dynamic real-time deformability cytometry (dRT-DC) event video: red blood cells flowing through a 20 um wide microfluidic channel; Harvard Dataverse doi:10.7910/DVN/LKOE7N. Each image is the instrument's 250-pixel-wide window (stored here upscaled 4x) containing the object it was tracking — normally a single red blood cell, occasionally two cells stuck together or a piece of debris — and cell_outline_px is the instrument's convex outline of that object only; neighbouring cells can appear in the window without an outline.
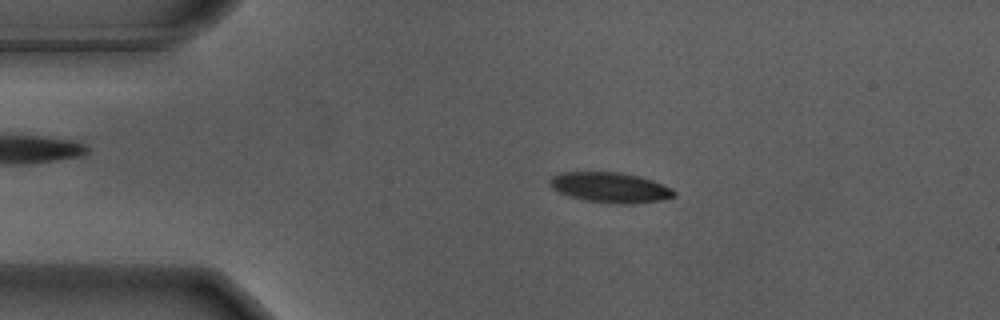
{"species": "Egyptian fruit bat (a non-hibernating species)", "species_latin": "Rousettus aegyptiacus", "temperature_condition": "warm", "stored_images_in_passage": 49, "camera_frame_rate_fps": 3000, "um_per_image_px": 0.085, "animal": {"sex": "male"}, "frame": {"image": 1, "passage_image": 5, "time_ms": 1.333, "image_size_px": [1000, 320], "cell_outline_px": [[676, 196], [664, 200], [632, 204], [616, 204], [588, 200], [568, 196], [552, 188], [548, 184], [548, 180], [552, 176], [560, 172], [620, 172], [640, 176], [652, 180], [672, 188], [676, 192]], "centroid_in_image_um": [51.88, 15.93], "position_along_channel_um": 33.1, "area_um2": 22.08}}
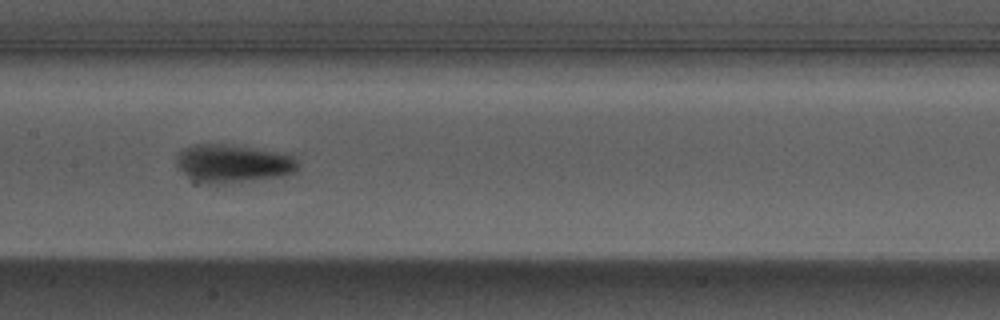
{"frame": {"image": 2, "passage_image": 21, "time_ms": 6.667, "image_size_px": [1000, 320], "cell_outline_px": [[300, 164], [296, 172], [284, 176], [252, 180], [216, 184], [208, 184], [188, 176], [176, 164], [176, 156], [184, 148], [196, 144], [212, 144], [292, 152]], "centroid_in_image_um": [19.92, 13.89], "position_along_channel_um": 187.5, "area_um2": 27.05}}
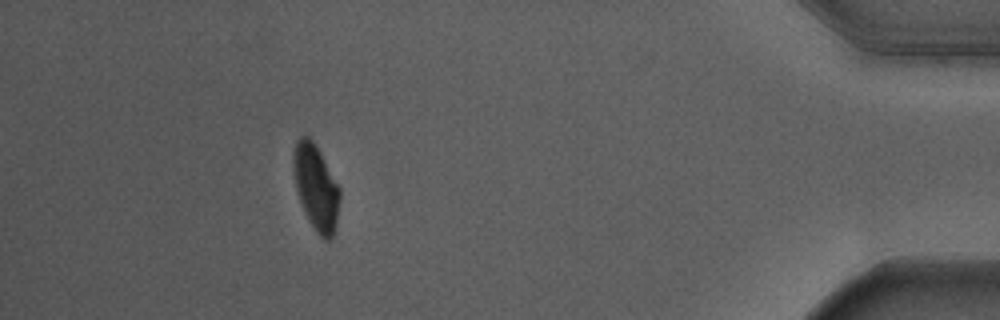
{"frame": {"image": 3, "passage_image": 44, "time_ms": 14.333, "image_size_px": [1000, 320], "cell_outline_px": [[340, 200], [336, 224], [332, 236], [328, 240], [324, 240], [316, 232], [308, 220], [300, 200], [296, 188], [292, 168], [292, 156], [296, 140], [300, 136], [308, 136], [312, 140], [320, 152], [340, 188]], "centroid_in_image_um": [26.84, 15.91], "position_along_channel_um": 408.4, "area_um2": 23.06}, "authors_computed_cell_mechanics": {"area_um2": 24.0448, "velocity_mm_per_s": 3.6706, "shape_relaxation_time_tau1_ms": 2.8432, "shape_relaxation_time_tau2_ms": 1.5262, "deformation_change_tau1": 0.1579, "deformation_change_tau2": 0.0521}}